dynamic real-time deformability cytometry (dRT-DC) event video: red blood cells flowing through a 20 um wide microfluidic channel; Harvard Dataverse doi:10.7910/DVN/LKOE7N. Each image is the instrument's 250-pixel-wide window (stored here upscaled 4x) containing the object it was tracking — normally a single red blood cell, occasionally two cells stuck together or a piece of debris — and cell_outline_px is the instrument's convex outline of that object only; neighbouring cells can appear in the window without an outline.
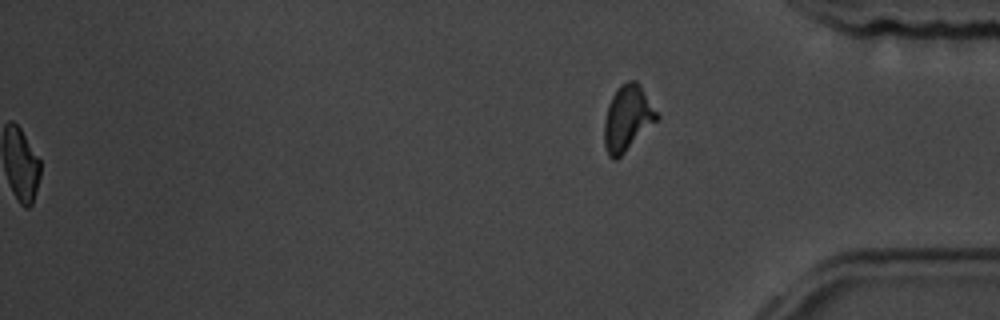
{"species": "common noctule bat (a hibernating species)", "species_latin": "Nyctalus noctula", "temperature_condition": "room temperature", "stored_images_in_passage": 50, "segment_of_instrument_passage": [2, 2], "camera_frame_rate_fps": 3000, "um_per_image_px": 0.085, "animal": {"sex": "male", "body_mass_g": 19.5, "forearm_length_mm": 54.6}, "frame": {"image": 1, "passage_image": 50, "time_ms": 16.333, "image_size_px": [1000, 320], "cell_outline_px": [[660, 116], [616, 160], [608, 156], [604, 144], [604, 124], [608, 108], [612, 96], [624, 84], [632, 80], [636, 80]], "centroid_in_image_um": [53.32, 10.07], "position_along_channel_um": 381.9, "area_um2": 19.19}}